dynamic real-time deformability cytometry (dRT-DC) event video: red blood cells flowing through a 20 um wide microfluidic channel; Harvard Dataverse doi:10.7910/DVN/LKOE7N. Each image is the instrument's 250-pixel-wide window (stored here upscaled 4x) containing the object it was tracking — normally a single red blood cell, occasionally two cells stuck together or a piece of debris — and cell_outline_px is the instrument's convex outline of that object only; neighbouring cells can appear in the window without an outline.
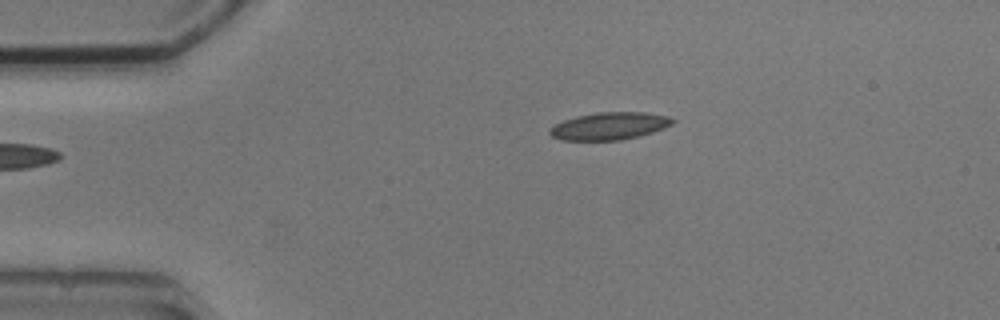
{"species": "common noctule bat (a hibernating species)", "species_latin": "Nyctalus noctula", "temperature_condition": "cold", "stored_images_in_passage": 2, "camera_frame_rate_fps": 3000, "um_per_image_px": 0.085, "animal": {"sex": "male", "body_mass_g": 20.5, "forearm_length_mm": 52.5}, "frame": {"image": 1, "passage_image": 2, "time_ms": 1.0, "image_size_px": [1000, 320], "cell_outline_px": [[676, 120], [672, 124], [664, 128], [652, 132], [620, 140], [560, 140], [552, 136], [548, 132], [548, 128], [564, 120], [576, 116], [596, 112], [644, 112], [668, 116]], "centroid_in_image_um": [51.78, 10.7], "position_along_channel_um": 33.2, "area_um2": 19.59}}